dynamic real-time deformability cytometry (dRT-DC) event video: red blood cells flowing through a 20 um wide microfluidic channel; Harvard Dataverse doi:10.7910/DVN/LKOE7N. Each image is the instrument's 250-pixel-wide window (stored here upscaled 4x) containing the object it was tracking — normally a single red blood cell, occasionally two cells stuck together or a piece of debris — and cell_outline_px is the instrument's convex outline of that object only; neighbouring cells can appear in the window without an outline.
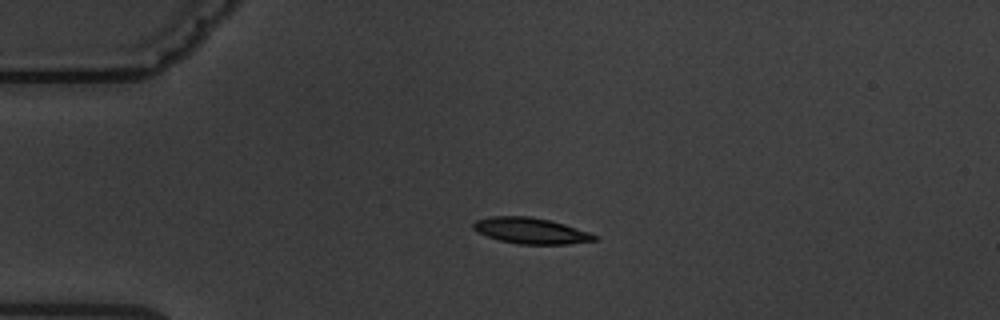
{"species": "common noctule bat (a hibernating species)", "species_latin": "Nyctalus noctula", "temperature_condition": "warm", "stored_images_in_passage": 5, "camera_frame_rate_fps": 3000, "um_per_image_px": 0.085, "animal": {"sex": "male", "body_mass_g": 19.5, "forearm_length_mm": 54.6}, "frame": {"image": 1, "passage_image": 3, "time_ms": 3.0, "image_size_px": [1000, 320], "cell_outline_px": [[600, 236], [596, 240], [568, 244], [516, 244], [500, 240], [476, 232], [472, 228], [472, 224], [476, 220], [492, 216], [528, 216], [548, 220], [564, 224]], "centroid_in_image_um": [45.1, 19.61], "position_along_channel_um": 39.9, "area_um2": 18.26}}
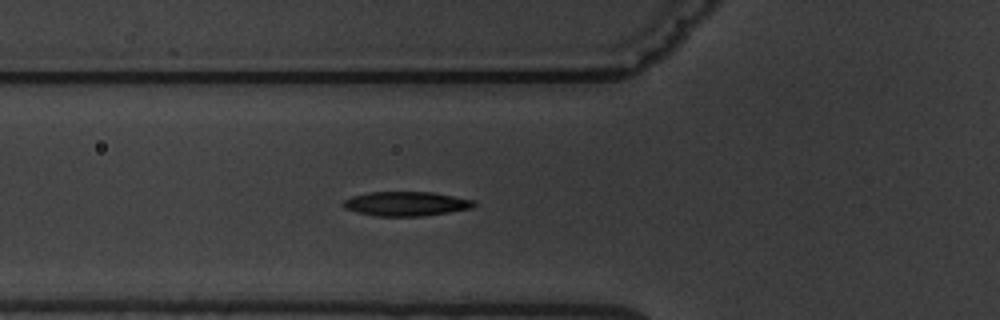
{"frame": {"image": 2, "passage_image": 5, "time_ms": 5.333, "image_size_px": [1000, 320], "cell_outline_px": [[476, 204], [472, 208], [448, 212], [420, 216], [376, 216], [344, 208], [344, 200], [352, 196], [368, 192], [432, 192], [476, 200]], "centroid_in_image_um": [34.55, 17.31], "position_along_channel_um": 91.2, "area_um2": 18.38}}